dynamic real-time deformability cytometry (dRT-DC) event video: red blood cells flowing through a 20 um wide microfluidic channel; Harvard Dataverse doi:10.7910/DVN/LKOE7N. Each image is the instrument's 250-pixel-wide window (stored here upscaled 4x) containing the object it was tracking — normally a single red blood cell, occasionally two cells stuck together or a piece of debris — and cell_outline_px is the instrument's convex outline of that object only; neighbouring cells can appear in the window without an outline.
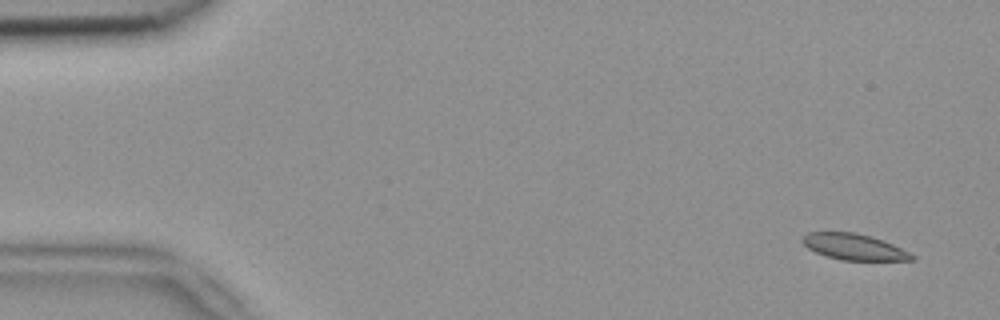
{"species": "common noctule bat (a hibernating species)", "species_latin": "Nyctalus noctula", "temperature_condition": "room temperature", "stored_images_in_passage": 4, "camera_frame_rate_fps": 3000, "um_per_image_px": 0.085, "animal": {"sex": "female", "body_mass_g": 18.4}, "frame": {"image": 1, "passage_image": 1, "time_ms": 0.0, "image_size_px": [1000, 320], "cell_outline_px": [[916, 260], [840, 260], [824, 256], [808, 248], [800, 240], [808, 232], [856, 232], [872, 236], [892, 244], [916, 256]], "centroid_in_image_um": [72.57, 20.98], "position_along_channel_um": 12.4, "area_um2": 16.65}}
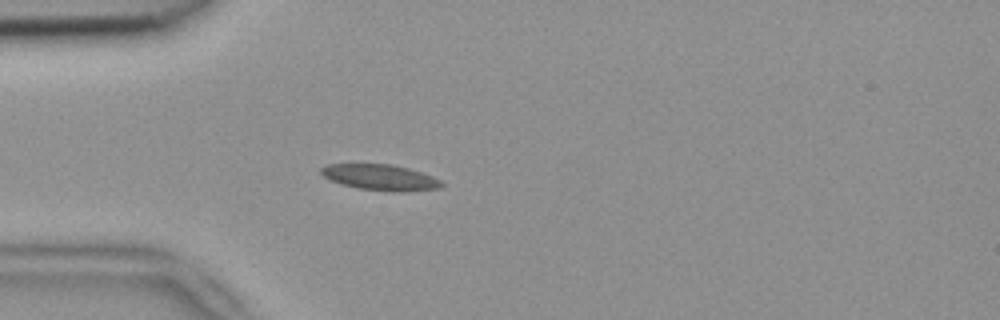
{"frame": {"image": 2, "passage_image": 4, "time_ms": 1.0, "image_size_px": [1000, 320], "cell_outline_px": [[444, 184], [440, 188], [400, 192], [392, 192], [356, 188], [340, 184], [324, 176], [320, 172], [320, 168], [328, 164], [392, 164], [408, 168], [432, 176], [440, 180]], "centroid_in_image_um": [32.32, 15.08], "position_along_channel_um": 52.7, "area_um2": 18.15}}